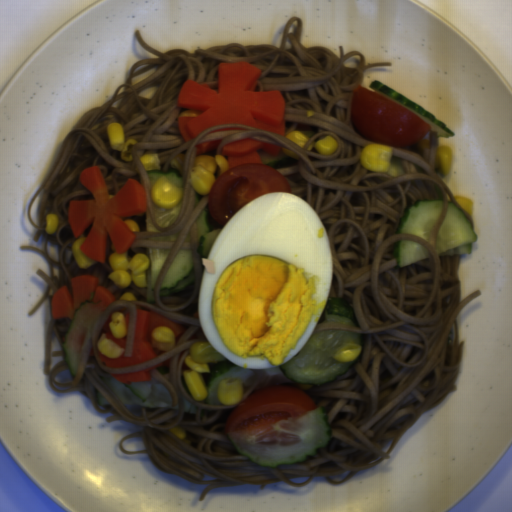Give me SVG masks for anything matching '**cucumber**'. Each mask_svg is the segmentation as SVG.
<instances>
[{
  "instance_id": "c028fc92",
  "label": "cucumber",
  "mask_w": 512,
  "mask_h": 512,
  "mask_svg": "<svg viewBox=\"0 0 512 512\" xmlns=\"http://www.w3.org/2000/svg\"><path fill=\"white\" fill-rule=\"evenodd\" d=\"M224 227H218L211 219L208 208L198 216L196 230L198 236L197 250L202 258H206L213 246V243Z\"/></svg>"
},
{
  "instance_id": "734fbe4a",
  "label": "cucumber",
  "mask_w": 512,
  "mask_h": 512,
  "mask_svg": "<svg viewBox=\"0 0 512 512\" xmlns=\"http://www.w3.org/2000/svg\"><path fill=\"white\" fill-rule=\"evenodd\" d=\"M150 381L120 383L113 377H103V381L121 404L145 405L149 407H169L173 399L167 387L151 375Z\"/></svg>"
},
{
  "instance_id": "8b760119",
  "label": "cucumber",
  "mask_w": 512,
  "mask_h": 512,
  "mask_svg": "<svg viewBox=\"0 0 512 512\" xmlns=\"http://www.w3.org/2000/svg\"><path fill=\"white\" fill-rule=\"evenodd\" d=\"M297 419L279 421L261 437L227 433L230 447L258 467L292 466L316 456L331 442L327 413L319 406Z\"/></svg>"
},
{
  "instance_id": "586b57bf",
  "label": "cucumber",
  "mask_w": 512,
  "mask_h": 512,
  "mask_svg": "<svg viewBox=\"0 0 512 512\" xmlns=\"http://www.w3.org/2000/svg\"><path fill=\"white\" fill-rule=\"evenodd\" d=\"M346 344H358L365 349L367 339L363 334L345 330L312 332L303 348L286 364L262 369L269 375H284L288 381L298 384L325 385L348 371L351 362L333 358L334 353Z\"/></svg>"
},
{
  "instance_id": "ad74445d",
  "label": "cucumber",
  "mask_w": 512,
  "mask_h": 512,
  "mask_svg": "<svg viewBox=\"0 0 512 512\" xmlns=\"http://www.w3.org/2000/svg\"><path fill=\"white\" fill-rule=\"evenodd\" d=\"M393 256L396 259V266L400 269L414 264L429 257L426 246L409 239L395 241Z\"/></svg>"
},
{
  "instance_id": "979772bc",
  "label": "cucumber",
  "mask_w": 512,
  "mask_h": 512,
  "mask_svg": "<svg viewBox=\"0 0 512 512\" xmlns=\"http://www.w3.org/2000/svg\"><path fill=\"white\" fill-rule=\"evenodd\" d=\"M151 189L161 177H166L171 183L182 189L183 176L181 172L170 167H160L158 170L147 171Z\"/></svg>"
},
{
  "instance_id": "0e5fa8a7",
  "label": "cucumber",
  "mask_w": 512,
  "mask_h": 512,
  "mask_svg": "<svg viewBox=\"0 0 512 512\" xmlns=\"http://www.w3.org/2000/svg\"><path fill=\"white\" fill-rule=\"evenodd\" d=\"M386 173L392 177L404 175L406 173V168L403 161L392 156L388 171Z\"/></svg>"
},
{
  "instance_id": "c44ba721",
  "label": "cucumber",
  "mask_w": 512,
  "mask_h": 512,
  "mask_svg": "<svg viewBox=\"0 0 512 512\" xmlns=\"http://www.w3.org/2000/svg\"><path fill=\"white\" fill-rule=\"evenodd\" d=\"M149 266L146 269V303L153 304L155 284L170 254L169 248H147Z\"/></svg>"
},
{
  "instance_id": "ba282ac3",
  "label": "cucumber",
  "mask_w": 512,
  "mask_h": 512,
  "mask_svg": "<svg viewBox=\"0 0 512 512\" xmlns=\"http://www.w3.org/2000/svg\"><path fill=\"white\" fill-rule=\"evenodd\" d=\"M151 207H152V213L154 220L158 226L161 228H166L172 224H174L176 218L178 217L181 207H182V200L173 208L171 209H162L157 207L152 201H151Z\"/></svg>"
},
{
  "instance_id": "2a18db57",
  "label": "cucumber",
  "mask_w": 512,
  "mask_h": 512,
  "mask_svg": "<svg viewBox=\"0 0 512 512\" xmlns=\"http://www.w3.org/2000/svg\"><path fill=\"white\" fill-rule=\"evenodd\" d=\"M477 239L478 235L464 211L450 200L447 201L436 238V252L439 255L447 256L470 255L473 251V243Z\"/></svg>"
},
{
  "instance_id": "888e309b",
  "label": "cucumber",
  "mask_w": 512,
  "mask_h": 512,
  "mask_svg": "<svg viewBox=\"0 0 512 512\" xmlns=\"http://www.w3.org/2000/svg\"><path fill=\"white\" fill-rule=\"evenodd\" d=\"M94 296L95 291H91L89 299L77 306L62 345L64 363L72 377L78 372L83 349L90 339L92 329L105 310L100 303L94 302Z\"/></svg>"
},
{
  "instance_id": "6e59e6d7",
  "label": "cucumber",
  "mask_w": 512,
  "mask_h": 512,
  "mask_svg": "<svg viewBox=\"0 0 512 512\" xmlns=\"http://www.w3.org/2000/svg\"><path fill=\"white\" fill-rule=\"evenodd\" d=\"M327 323H339L357 327L358 320L353 304L340 297H327L325 307L316 325Z\"/></svg>"
},
{
  "instance_id": "eb4e599e",
  "label": "cucumber",
  "mask_w": 512,
  "mask_h": 512,
  "mask_svg": "<svg viewBox=\"0 0 512 512\" xmlns=\"http://www.w3.org/2000/svg\"><path fill=\"white\" fill-rule=\"evenodd\" d=\"M208 367L209 373L200 374L208 392V395L203 399L205 404L223 405L218 398V386L224 378H239L242 386L249 385L254 379L253 368L235 364L230 359L209 363Z\"/></svg>"
},
{
  "instance_id": "570f5f39",
  "label": "cucumber",
  "mask_w": 512,
  "mask_h": 512,
  "mask_svg": "<svg viewBox=\"0 0 512 512\" xmlns=\"http://www.w3.org/2000/svg\"><path fill=\"white\" fill-rule=\"evenodd\" d=\"M366 89L381 95L420 116L429 124V131L435 132L437 136L446 139L453 138L455 136L456 133L437 116L381 80L374 79L366 86Z\"/></svg>"
},
{
  "instance_id": "d16d356f",
  "label": "cucumber",
  "mask_w": 512,
  "mask_h": 512,
  "mask_svg": "<svg viewBox=\"0 0 512 512\" xmlns=\"http://www.w3.org/2000/svg\"><path fill=\"white\" fill-rule=\"evenodd\" d=\"M195 277L193 252L178 249L160 282L159 298L162 299L172 293L182 291L194 283Z\"/></svg>"
},
{
  "instance_id": "9523449b",
  "label": "cucumber",
  "mask_w": 512,
  "mask_h": 512,
  "mask_svg": "<svg viewBox=\"0 0 512 512\" xmlns=\"http://www.w3.org/2000/svg\"><path fill=\"white\" fill-rule=\"evenodd\" d=\"M444 208L440 198H421L406 206L396 228L397 233H410L431 241L434 228Z\"/></svg>"
},
{
  "instance_id": "e674ca98",
  "label": "cucumber",
  "mask_w": 512,
  "mask_h": 512,
  "mask_svg": "<svg viewBox=\"0 0 512 512\" xmlns=\"http://www.w3.org/2000/svg\"><path fill=\"white\" fill-rule=\"evenodd\" d=\"M93 397H94V401H95V404L97 406H103V405H109L110 403L108 402L106 396L101 393L97 388L94 387L93 389Z\"/></svg>"
}]
</instances>
